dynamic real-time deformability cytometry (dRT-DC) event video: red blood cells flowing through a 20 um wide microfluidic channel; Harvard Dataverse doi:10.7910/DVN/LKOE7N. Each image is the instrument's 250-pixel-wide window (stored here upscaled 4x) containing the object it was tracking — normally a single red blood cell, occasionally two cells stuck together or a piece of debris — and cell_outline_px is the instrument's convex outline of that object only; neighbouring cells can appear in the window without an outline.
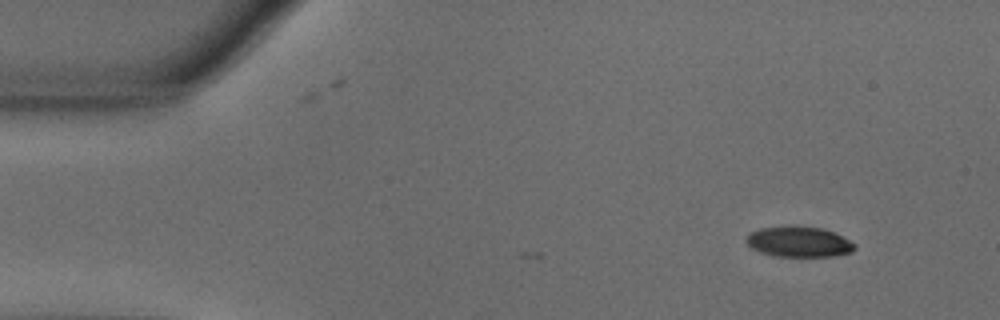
{"species": "common noctule bat (a hibernating species)", "species_latin": "Nyctalus noctula", "temperature_condition": "warm", "stored_images_in_passage": 7, "camera_frame_rate_fps": 3000, "um_per_image_px": 0.085, "animal": {"sex": "male", "body_mass_g": 18.8}, "frame": {"image": 1, "passage_image": 7, "time_ms": 2.0, "image_size_px": [1000, 320], "cell_outline_px": [[856, 248], [852, 252], [832, 256], [772, 256], [760, 252], [752, 248], [744, 240], [752, 232], [760, 228], [824, 228], [836, 232], [856, 244]], "centroid_in_image_um": [67.96, 20.59], "position_along_channel_um": 17.0, "area_um2": 18.79}}